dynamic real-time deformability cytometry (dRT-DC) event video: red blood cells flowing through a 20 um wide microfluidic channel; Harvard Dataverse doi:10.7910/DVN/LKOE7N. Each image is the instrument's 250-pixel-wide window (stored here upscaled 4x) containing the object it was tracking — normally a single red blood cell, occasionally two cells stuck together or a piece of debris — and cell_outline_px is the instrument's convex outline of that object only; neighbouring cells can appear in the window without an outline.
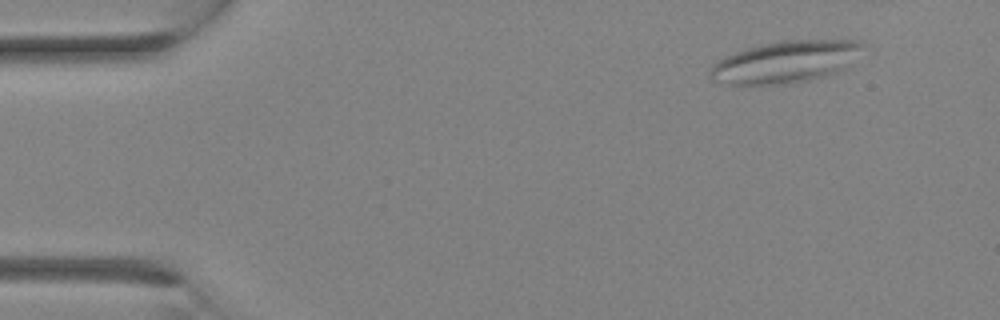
{"species": "Egyptian fruit bat (a non-hibernating species)", "species_latin": "Rousettus aegyptiacus", "temperature_condition": "room temperature", "stored_images_in_passage": 14, "camera_frame_rate_fps": 3000, "um_per_image_px": 0.085, "animal": {"sex": "female"}, "frame": {"image": 1, "passage_image": 1, "time_ms": 0.0, "image_size_px": [1000, 320], "cell_outline_px": [[864, 44], [848, 68], [824, 76], [808, 80], [776, 84], [728, 84], [712, 80], [708, 76], [708, 72], [712, 64], [716, 60], [724, 56], [748, 48], [780, 40], [856, 40]], "centroid_in_image_um": [66.73, 5.25], "position_along_channel_um": 18.3, "area_um2": 37.11}}
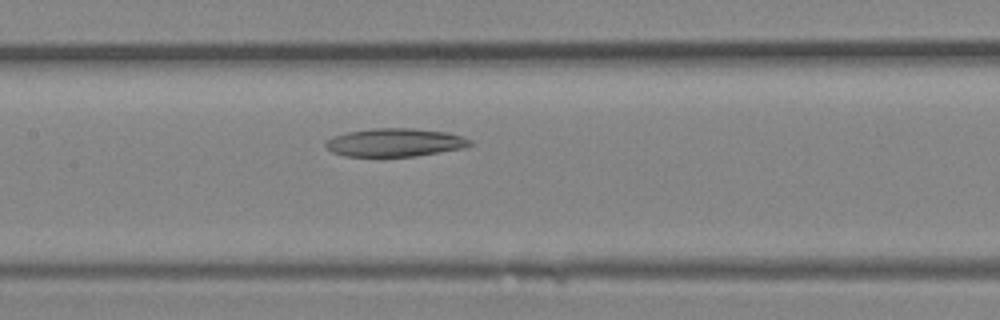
{"frame": {"image": 2, "passage_image": 12, "time_ms": 3.667, "image_size_px": [1000, 320], "cell_outline_px": [[472, 144], [464, 148], [416, 156], [344, 156], [332, 152], [324, 144], [324, 140], [332, 136], [348, 132], [372, 128], [412, 128], [448, 132], [472, 140]], "centroid_in_image_um": [33.55, 12.1], "position_along_channel_um": 173.9, "area_um2": 23.81}}
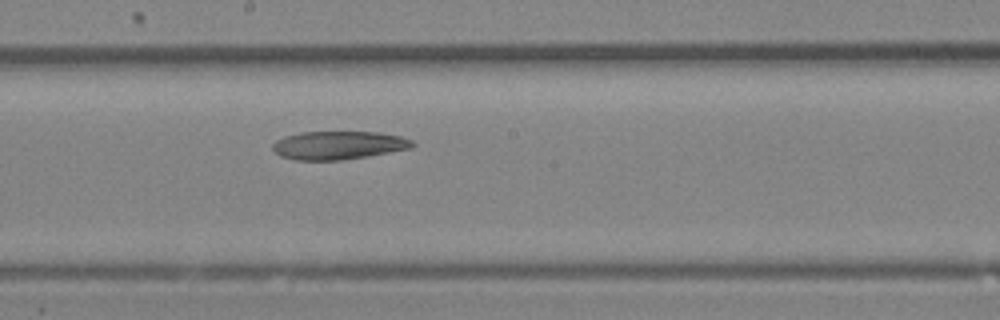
{"frame": {"image": 3, "passage_image": 14, "time_ms": 4.333, "image_size_px": [1000, 320], "cell_outline_px": [[416, 144], [412, 148], [368, 156], [344, 160], [296, 160], [280, 156], [272, 148], [272, 144], [276, 140], [284, 136], [300, 132], [380, 132], [400, 136], [412, 140]], "centroid_in_image_um": [28.78, 12.34], "position_along_channel_um": 219.4, "area_um2": 23.18}}